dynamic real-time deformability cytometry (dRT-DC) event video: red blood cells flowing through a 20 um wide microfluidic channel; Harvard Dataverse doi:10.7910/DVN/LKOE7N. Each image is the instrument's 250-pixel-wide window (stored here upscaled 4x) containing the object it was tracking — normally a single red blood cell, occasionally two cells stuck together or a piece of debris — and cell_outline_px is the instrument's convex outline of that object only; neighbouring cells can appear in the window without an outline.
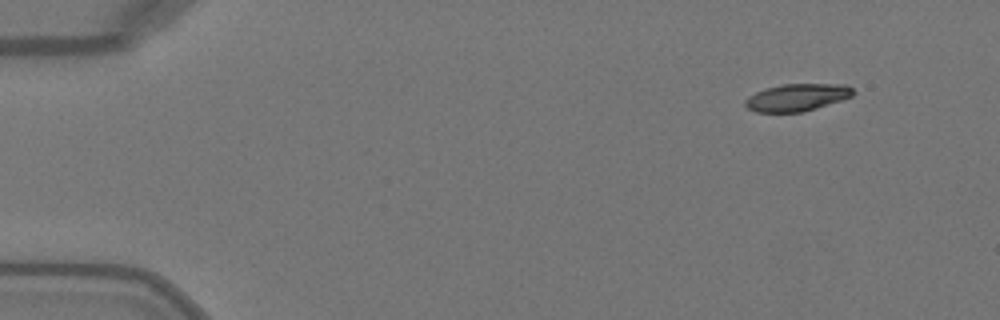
{"species": "Egyptian fruit bat (a non-hibernating species)", "species_latin": "Rousettus aegyptiacus", "temperature_condition": "warm", "stored_images_in_passage": 32, "camera_frame_rate_fps": 3000, "um_per_image_px": 0.085, "animal": {"sex": "female"}, "frame": {"image": 1, "passage_image": 1, "time_ms": 0.0, "image_size_px": [1000, 320], "cell_outline_px": [[856, 92], [852, 96], [804, 112], [756, 112], [748, 108], [744, 104], [744, 100], [748, 96], [764, 88], [784, 84], [848, 84]], "centroid_in_image_um": [67.74, 8.27], "position_along_channel_um": 17.3, "area_um2": 17.22}}
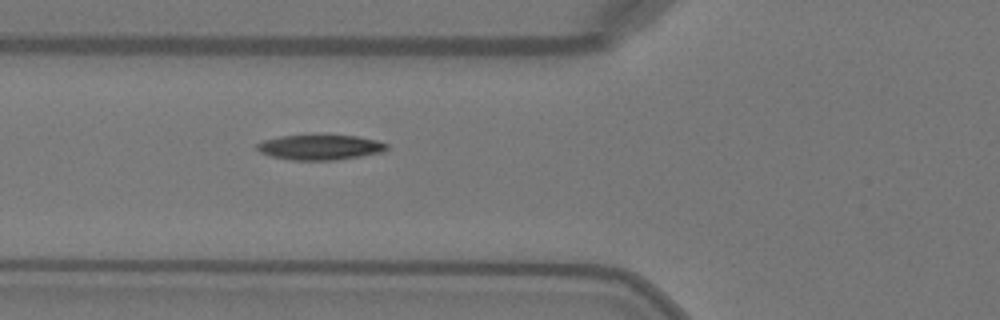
{"frame": {"image": 2, "passage_image": 15, "time_ms": 4.667, "image_size_px": [1000, 320], "cell_outline_px": [[388, 148], [384, 152], [336, 160], [292, 160], [272, 156], [260, 152], [256, 148], [256, 144], [264, 140], [280, 136], [356, 136], [376, 140], [388, 144]], "centroid_in_image_um": [27.22, 12.53], "position_along_channel_um": 98.6, "area_um2": 18.73}}
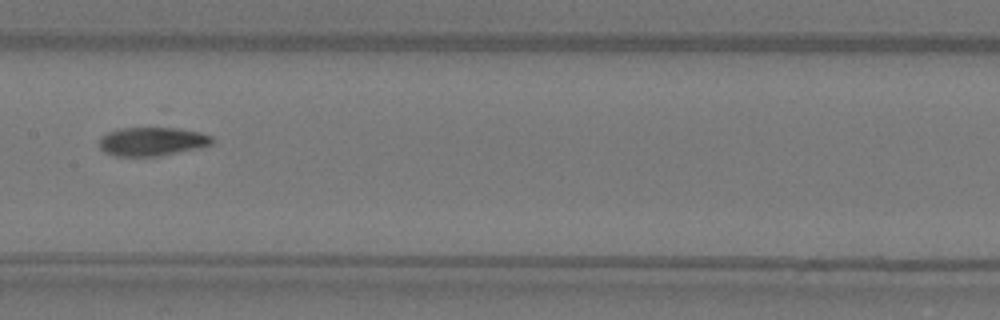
{"frame": {"image": 3, "passage_image": 22, "time_ms": 7.0, "image_size_px": [1000, 320], "cell_outline_px": [[212, 144], [160, 156], [116, 156], [104, 152], [100, 148], [100, 136], [108, 132], [120, 128], [180, 128], [200, 132], [212, 136]], "centroid_in_image_um": [12.89, 12.02], "position_along_channel_um": 194.5, "area_um2": 18.73}}